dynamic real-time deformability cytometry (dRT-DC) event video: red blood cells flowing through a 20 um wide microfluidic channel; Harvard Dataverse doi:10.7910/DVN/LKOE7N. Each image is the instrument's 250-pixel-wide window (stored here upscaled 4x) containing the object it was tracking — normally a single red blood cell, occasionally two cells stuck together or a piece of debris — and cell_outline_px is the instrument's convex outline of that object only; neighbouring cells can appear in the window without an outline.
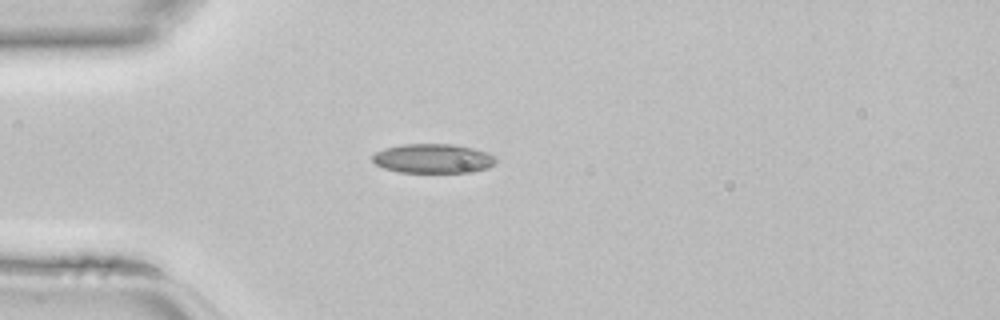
{"species": "common noctule bat (a hibernating species)", "species_latin": "Nyctalus noctula", "temperature_condition": "room temperature", "stored_images_in_passage": 34, "camera_frame_rate_fps": 3000, "um_per_image_px": 0.085, "animal": {"sex": "female", "body_mass_g": 22.7, "forearm_length_mm": 54.2}, "frame": {"image": 1, "passage_image": 1, "time_ms": 0.0, "image_size_px": [1000, 320], "cell_outline_px": [[496, 164], [488, 168], [472, 172], [400, 172], [384, 168], [376, 164], [372, 160], [372, 156], [376, 152], [384, 148], [404, 144], [452, 144], [472, 148], [488, 152], [496, 156]], "centroid_in_image_um": [36.84, 13.47], "position_along_channel_um": 48.2, "area_um2": 21.15}}
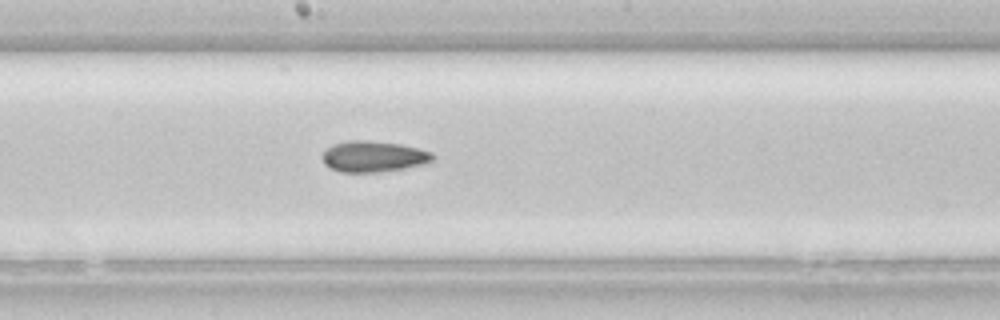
{"frame": {"image": 2, "passage_image": 13, "time_ms": 4.0, "image_size_px": [1000, 320], "cell_outline_px": [[436, 156], [432, 160], [424, 164], [404, 168], [380, 172], [340, 172], [324, 164], [320, 156], [332, 144], [352, 140], [368, 140], [400, 144], [420, 148], [432, 152]], "centroid_in_image_um": [31.75, 13.3], "position_along_channel_um": 216.4, "area_um2": 20.06}}
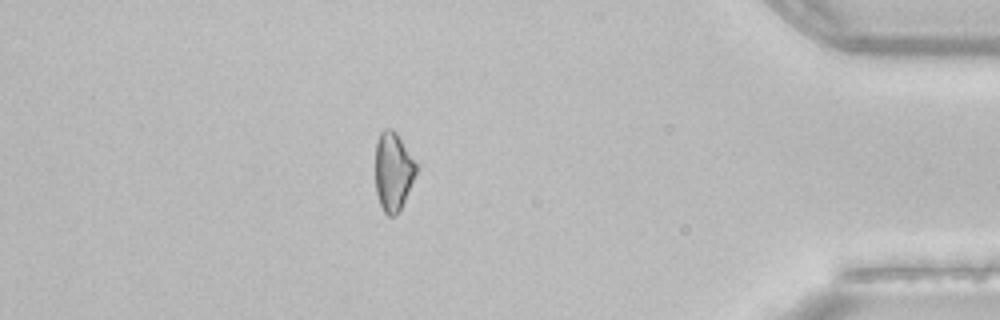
{"frame": {"image": 3, "passage_image": 28, "time_ms": 9.0, "image_size_px": [1000, 320], "cell_outline_px": [[420, 164], [404, 200], [396, 216], [388, 216], [384, 212], [380, 204], [376, 192], [376, 140], [380, 132], [384, 128], [392, 128], [396, 132]], "centroid_in_image_um": [33.44, 14.52], "position_along_channel_um": 401.8, "area_um2": 18.96}}